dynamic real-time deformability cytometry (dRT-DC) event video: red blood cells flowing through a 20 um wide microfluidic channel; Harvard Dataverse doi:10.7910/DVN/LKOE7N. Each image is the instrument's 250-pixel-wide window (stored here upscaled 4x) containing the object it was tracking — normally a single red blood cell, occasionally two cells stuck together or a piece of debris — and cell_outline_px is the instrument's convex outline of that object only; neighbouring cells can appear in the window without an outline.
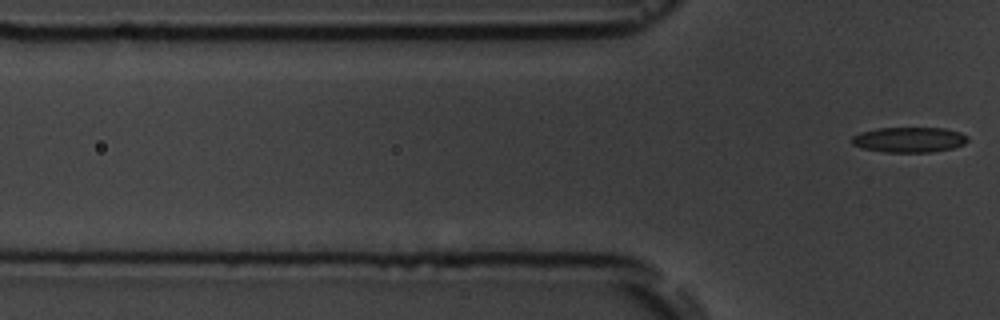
{"species": "common noctule bat (a hibernating species)", "species_latin": "Nyctalus noctula", "temperature_condition": "room temperature", "stored_images_in_passage": 7, "camera_frame_rate_fps": 3000, "um_per_image_px": 0.085, "animal": {"sex": "male", "body_mass_g": 19.5, "forearm_length_mm": 54.6}, "frame": {"image": 1, "passage_image": 7, "time_ms": 8.0, "image_size_px": [1000, 320], "cell_outline_px": [[968, 140], [964, 144], [952, 148], [932, 152], [884, 152], [864, 148], [852, 144], [852, 136], [860, 132], [876, 128], [944, 128], [960, 132], [968, 136]], "centroid_in_image_um": [77.29, 11.87], "position_along_channel_um": 48.5, "area_um2": 17.05}}